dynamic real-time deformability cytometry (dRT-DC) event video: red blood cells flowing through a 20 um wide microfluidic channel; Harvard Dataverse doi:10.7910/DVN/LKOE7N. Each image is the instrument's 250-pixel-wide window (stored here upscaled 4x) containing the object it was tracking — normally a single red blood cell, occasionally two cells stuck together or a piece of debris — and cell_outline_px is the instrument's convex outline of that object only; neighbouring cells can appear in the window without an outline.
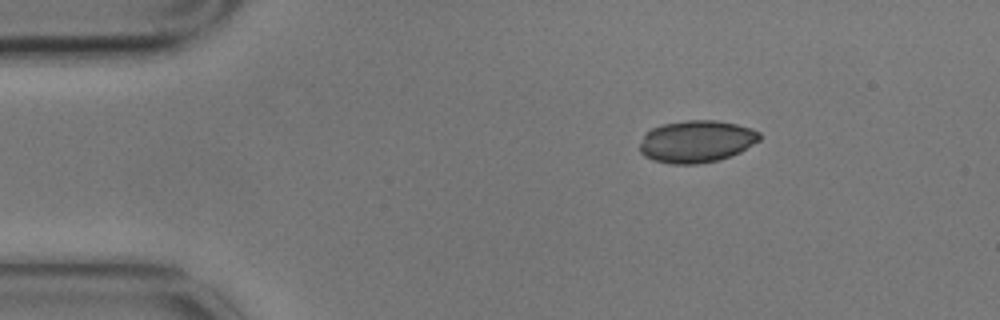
{"species": "common noctule bat (a hibernating species)", "species_latin": "Nyctalus noctula", "temperature_condition": "cold", "stored_images_in_passage": 2, "camera_frame_rate_fps": 3000, "um_per_image_px": 0.085, "animal": {"sex": "male", "body_mass_g": 17.9}, "frame": {"image": 1, "passage_image": 1, "time_ms": 0.0, "image_size_px": [1000, 320], "cell_outline_px": [[760, 140], [740, 152], [716, 160], [696, 164], [672, 164], [652, 160], [644, 156], [640, 152], [640, 144], [644, 132], [652, 128], [664, 124], [684, 120], [716, 120], [736, 124], [752, 128], [760, 132]], "centroid_in_image_um": [59.18, 12.01], "position_along_channel_um": 25.8, "area_um2": 29.48}}